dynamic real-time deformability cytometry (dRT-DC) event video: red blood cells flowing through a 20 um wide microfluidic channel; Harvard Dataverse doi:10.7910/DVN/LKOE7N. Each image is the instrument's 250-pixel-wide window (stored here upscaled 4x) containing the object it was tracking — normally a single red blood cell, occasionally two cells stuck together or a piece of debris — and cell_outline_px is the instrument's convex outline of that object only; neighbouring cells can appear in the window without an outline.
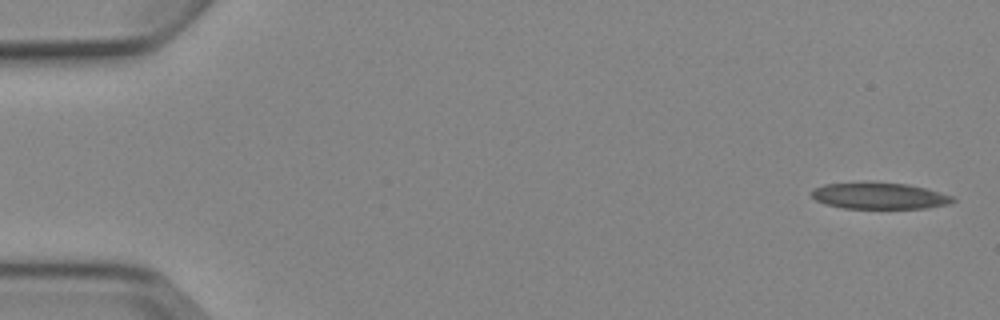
{"species": "Egyptian fruit bat (a non-hibernating species)", "species_latin": "Rousettus aegyptiacus", "temperature_condition": "cold", "stored_images_in_passage": 5, "camera_frame_rate_fps": 3000, "um_per_image_px": 0.085, "animal": {"sex": "female"}, "frame": {"image": 1, "passage_image": 1, "time_ms": 0.0, "image_size_px": [1000, 320], "cell_outline_px": [[956, 200], [948, 204], [928, 208], [844, 208], [824, 204], [816, 200], [808, 192], [812, 188], [824, 184], [868, 180], [908, 184], [940, 192], [952, 196]], "centroid_in_image_um": [74.67, 16.61], "position_along_channel_um": 10.3, "area_um2": 22.37}}
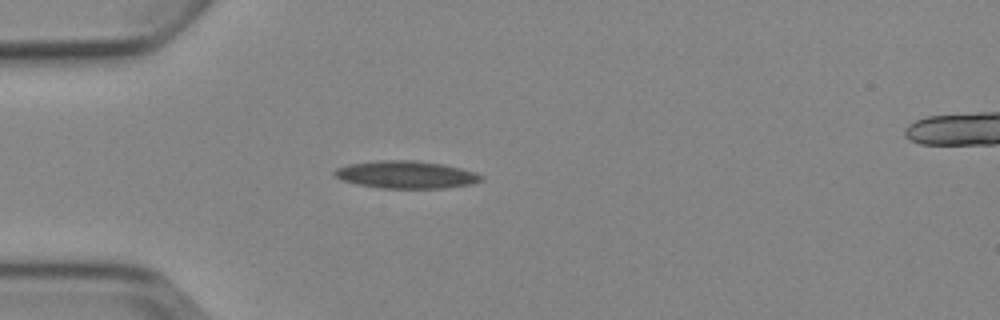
{"frame": {"image": 2, "passage_image": 5, "time_ms": 4.333, "image_size_px": [1000, 320], "cell_outline_px": [[484, 180], [472, 184], [444, 188], [380, 188], [356, 184], [344, 180], [336, 176], [332, 172], [336, 168], [348, 164], [376, 160], [416, 160], [444, 164], [476, 172], [484, 176]], "centroid_in_image_um": [34.55, 14.84], "position_along_channel_um": 50.5, "area_um2": 23.7}}